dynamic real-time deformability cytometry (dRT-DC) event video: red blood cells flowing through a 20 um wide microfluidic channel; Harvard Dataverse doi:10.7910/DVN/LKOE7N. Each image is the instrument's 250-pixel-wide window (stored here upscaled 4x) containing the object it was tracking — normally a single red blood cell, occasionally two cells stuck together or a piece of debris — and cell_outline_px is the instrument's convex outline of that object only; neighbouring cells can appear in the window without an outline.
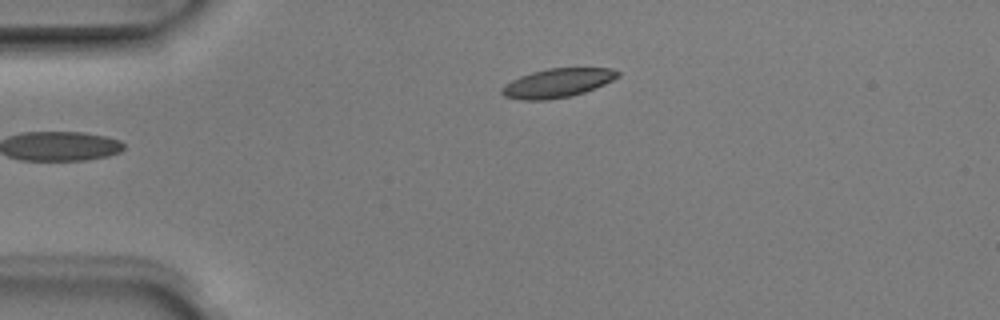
{"species": "Egyptian fruit bat (a non-hibernating species)", "species_latin": "Rousettus aegyptiacus", "temperature_condition": "room temperature", "stored_images_in_passage": 5, "camera_frame_rate_fps": 3000, "um_per_image_px": 0.085, "animal": {"sex": "male"}, "frame": {"image": 1, "passage_image": 5, "time_ms": 1.333, "image_size_px": [1000, 320], "cell_outline_px": [[620, 76], [604, 84], [584, 92], [572, 96], [548, 100], [520, 100], [504, 96], [500, 92], [500, 88], [504, 84], [520, 76], [532, 72], [548, 68], [612, 68], [620, 72]], "centroid_in_image_um": [47.35, 7.06], "position_along_channel_um": 37.6, "area_um2": 19.65}}